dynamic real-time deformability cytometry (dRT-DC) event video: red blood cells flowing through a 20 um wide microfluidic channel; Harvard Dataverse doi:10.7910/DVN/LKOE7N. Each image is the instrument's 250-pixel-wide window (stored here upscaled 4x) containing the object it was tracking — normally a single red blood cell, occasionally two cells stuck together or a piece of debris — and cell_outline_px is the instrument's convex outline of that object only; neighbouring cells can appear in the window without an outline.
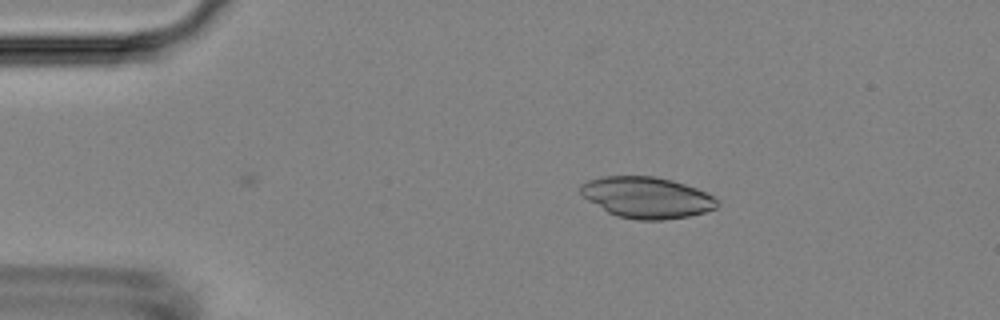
{"species": "Egyptian fruit bat (a non-hibernating species)", "species_latin": "Rousettus aegyptiacus", "temperature_condition": "room temperature", "stored_images_in_passage": 2, "camera_frame_rate_fps": 3000, "um_per_image_px": 0.085, "animal": {"sex": "female"}, "frame": {"image": 1, "passage_image": 2, "time_ms": 0.333, "image_size_px": [1000, 320], "cell_outline_px": [[720, 204], [716, 208], [704, 212], [688, 216], [664, 220], [636, 220], [616, 216], [608, 212], [588, 200], [580, 192], [580, 184], [588, 180], [604, 176], [656, 176], [672, 180], [708, 192], [720, 200]], "centroid_in_image_um": [55.01, 16.79], "position_along_channel_um": 30.0, "area_um2": 33.0}}